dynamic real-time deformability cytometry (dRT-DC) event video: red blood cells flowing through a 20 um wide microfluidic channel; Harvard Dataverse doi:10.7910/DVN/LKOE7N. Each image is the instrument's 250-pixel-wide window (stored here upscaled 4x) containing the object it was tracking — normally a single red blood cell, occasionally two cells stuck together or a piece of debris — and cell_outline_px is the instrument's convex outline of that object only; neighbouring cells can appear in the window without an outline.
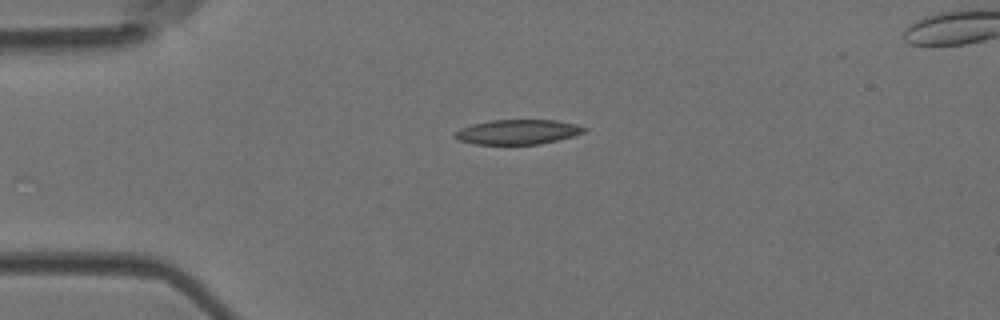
{"species": "Egyptian fruit bat (a non-hibernating species)", "species_latin": "Rousettus aegyptiacus", "temperature_condition": "room temperature", "stored_images_in_passage": 3, "camera_frame_rate_fps": 3000, "um_per_image_px": 0.085, "animal": {"sex": "female"}, "frame": {"image": 1, "passage_image": 1, "time_ms": 0.0, "image_size_px": [1000, 320], "cell_outline_px": [[588, 128], [584, 132], [572, 136], [540, 144], [472, 144], [460, 140], [452, 136], [452, 132], [460, 128], [472, 124], [492, 120], [556, 120], [576, 124]], "centroid_in_image_um": [43.96, 11.21], "position_along_channel_um": 41.0, "area_um2": 18.67}}